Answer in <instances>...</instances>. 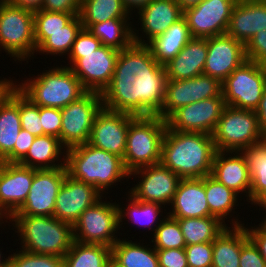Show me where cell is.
Here are the masks:
<instances>
[{
	"label": "cell",
	"mask_w": 266,
	"mask_h": 267,
	"mask_svg": "<svg viewBox=\"0 0 266 267\" xmlns=\"http://www.w3.org/2000/svg\"><path fill=\"white\" fill-rule=\"evenodd\" d=\"M110 267H116V266L111 262Z\"/></svg>",
	"instance_id": "e7e4bbea"
},
{
	"label": "cell",
	"mask_w": 266,
	"mask_h": 267,
	"mask_svg": "<svg viewBox=\"0 0 266 267\" xmlns=\"http://www.w3.org/2000/svg\"><path fill=\"white\" fill-rule=\"evenodd\" d=\"M259 211L260 210H263V211H265V213H263L265 216H264V218H262V220H261V222L259 223V225L264 229V230H266V203H264V204H262V205H259Z\"/></svg>",
	"instance_id": "680465c9"
},
{
	"label": "cell",
	"mask_w": 266,
	"mask_h": 267,
	"mask_svg": "<svg viewBox=\"0 0 266 267\" xmlns=\"http://www.w3.org/2000/svg\"><path fill=\"white\" fill-rule=\"evenodd\" d=\"M103 102L98 92H86L61 110L60 143L66 148L88 143L91 128Z\"/></svg>",
	"instance_id": "7c38bea8"
},
{
	"label": "cell",
	"mask_w": 266,
	"mask_h": 267,
	"mask_svg": "<svg viewBox=\"0 0 266 267\" xmlns=\"http://www.w3.org/2000/svg\"><path fill=\"white\" fill-rule=\"evenodd\" d=\"M79 14L40 9L34 12V32H57Z\"/></svg>",
	"instance_id": "b9f144b4"
},
{
	"label": "cell",
	"mask_w": 266,
	"mask_h": 267,
	"mask_svg": "<svg viewBox=\"0 0 266 267\" xmlns=\"http://www.w3.org/2000/svg\"><path fill=\"white\" fill-rule=\"evenodd\" d=\"M151 238L149 243H152L155 249H182L186 247L179 222L168 215L157 227Z\"/></svg>",
	"instance_id": "ab89813d"
},
{
	"label": "cell",
	"mask_w": 266,
	"mask_h": 267,
	"mask_svg": "<svg viewBox=\"0 0 266 267\" xmlns=\"http://www.w3.org/2000/svg\"><path fill=\"white\" fill-rule=\"evenodd\" d=\"M65 157L66 148L60 143L59 138L43 135L35 138L19 164L36 170L61 168L65 167Z\"/></svg>",
	"instance_id": "f1b7e54d"
},
{
	"label": "cell",
	"mask_w": 266,
	"mask_h": 267,
	"mask_svg": "<svg viewBox=\"0 0 266 267\" xmlns=\"http://www.w3.org/2000/svg\"><path fill=\"white\" fill-rule=\"evenodd\" d=\"M167 122L158 115L136 116L129 125L123 162L131 172L160 163Z\"/></svg>",
	"instance_id": "8992f818"
},
{
	"label": "cell",
	"mask_w": 266,
	"mask_h": 267,
	"mask_svg": "<svg viewBox=\"0 0 266 267\" xmlns=\"http://www.w3.org/2000/svg\"><path fill=\"white\" fill-rule=\"evenodd\" d=\"M159 267H188L185 249H156Z\"/></svg>",
	"instance_id": "c3c4849f"
},
{
	"label": "cell",
	"mask_w": 266,
	"mask_h": 267,
	"mask_svg": "<svg viewBox=\"0 0 266 267\" xmlns=\"http://www.w3.org/2000/svg\"><path fill=\"white\" fill-rule=\"evenodd\" d=\"M138 14V15H137ZM138 16L141 24L138 30L133 29V40L136 44L146 45L153 38L163 34L172 24L183 16V11L175 0H152L140 9ZM140 36H139V35ZM144 35V36H143ZM143 39H142V38ZM147 40H144L145 38Z\"/></svg>",
	"instance_id": "7402d4cb"
},
{
	"label": "cell",
	"mask_w": 266,
	"mask_h": 267,
	"mask_svg": "<svg viewBox=\"0 0 266 267\" xmlns=\"http://www.w3.org/2000/svg\"><path fill=\"white\" fill-rule=\"evenodd\" d=\"M3 162H4V160L0 157V164L3 163Z\"/></svg>",
	"instance_id": "be15d7a7"
},
{
	"label": "cell",
	"mask_w": 266,
	"mask_h": 267,
	"mask_svg": "<svg viewBox=\"0 0 266 267\" xmlns=\"http://www.w3.org/2000/svg\"><path fill=\"white\" fill-rule=\"evenodd\" d=\"M11 86H0V98Z\"/></svg>",
	"instance_id": "6125c7cd"
},
{
	"label": "cell",
	"mask_w": 266,
	"mask_h": 267,
	"mask_svg": "<svg viewBox=\"0 0 266 267\" xmlns=\"http://www.w3.org/2000/svg\"><path fill=\"white\" fill-rule=\"evenodd\" d=\"M63 260L64 267H110L111 247L74 240Z\"/></svg>",
	"instance_id": "8d00e7d4"
},
{
	"label": "cell",
	"mask_w": 266,
	"mask_h": 267,
	"mask_svg": "<svg viewBox=\"0 0 266 267\" xmlns=\"http://www.w3.org/2000/svg\"><path fill=\"white\" fill-rule=\"evenodd\" d=\"M207 53V38H191L184 48L165 64L167 79L185 80L203 74Z\"/></svg>",
	"instance_id": "4316f807"
},
{
	"label": "cell",
	"mask_w": 266,
	"mask_h": 267,
	"mask_svg": "<svg viewBox=\"0 0 266 267\" xmlns=\"http://www.w3.org/2000/svg\"><path fill=\"white\" fill-rule=\"evenodd\" d=\"M137 184L128 190L136 200L157 203L167 207L172 203L181 178L161 163L140 167L130 172L129 178Z\"/></svg>",
	"instance_id": "4fadbf2b"
},
{
	"label": "cell",
	"mask_w": 266,
	"mask_h": 267,
	"mask_svg": "<svg viewBox=\"0 0 266 267\" xmlns=\"http://www.w3.org/2000/svg\"><path fill=\"white\" fill-rule=\"evenodd\" d=\"M167 75L146 45L133 43L119 52L113 77L101 93L103 107L134 116L161 112Z\"/></svg>",
	"instance_id": "6da1fadb"
},
{
	"label": "cell",
	"mask_w": 266,
	"mask_h": 267,
	"mask_svg": "<svg viewBox=\"0 0 266 267\" xmlns=\"http://www.w3.org/2000/svg\"><path fill=\"white\" fill-rule=\"evenodd\" d=\"M33 178L34 169L30 167L0 164V223H5L24 204Z\"/></svg>",
	"instance_id": "d6986e66"
},
{
	"label": "cell",
	"mask_w": 266,
	"mask_h": 267,
	"mask_svg": "<svg viewBox=\"0 0 266 267\" xmlns=\"http://www.w3.org/2000/svg\"><path fill=\"white\" fill-rule=\"evenodd\" d=\"M137 242L120 238L111 247V262L116 267H159L158 256L153 245Z\"/></svg>",
	"instance_id": "4dcf8cb0"
},
{
	"label": "cell",
	"mask_w": 266,
	"mask_h": 267,
	"mask_svg": "<svg viewBox=\"0 0 266 267\" xmlns=\"http://www.w3.org/2000/svg\"><path fill=\"white\" fill-rule=\"evenodd\" d=\"M121 1L124 7L127 9V11L130 13V15H133L132 13L133 10L134 12L136 11L138 12L140 9L148 5L152 0H121Z\"/></svg>",
	"instance_id": "9f6ffc18"
},
{
	"label": "cell",
	"mask_w": 266,
	"mask_h": 267,
	"mask_svg": "<svg viewBox=\"0 0 266 267\" xmlns=\"http://www.w3.org/2000/svg\"><path fill=\"white\" fill-rule=\"evenodd\" d=\"M65 167L67 174L74 179L93 185L102 195L118 183L129 179L130 172L125 168L123 158L96 148L89 143L66 149ZM117 183V184H115ZM113 185V186H112ZM115 185V186H114ZM107 190V191H106Z\"/></svg>",
	"instance_id": "3957f363"
},
{
	"label": "cell",
	"mask_w": 266,
	"mask_h": 267,
	"mask_svg": "<svg viewBox=\"0 0 266 267\" xmlns=\"http://www.w3.org/2000/svg\"><path fill=\"white\" fill-rule=\"evenodd\" d=\"M188 267H212L213 242L186 245Z\"/></svg>",
	"instance_id": "ee69618b"
},
{
	"label": "cell",
	"mask_w": 266,
	"mask_h": 267,
	"mask_svg": "<svg viewBox=\"0 0 266 267\" xmlns=\"http://www.w3.org/2000/svg\"><path fill=\"white\" fill-rule=\"evenodd\" d=\"M101 46V41L87 28L82 27L76 36L70 53H89Z\"/></svg>",
	"instance_id": "681fc988"
},
{
	"label": "cell",
	"mask_w": 266,
	"mask_h": 267,
	"mask_svg": "<svg viewBox=\"0 0 266 267\" xmlns=\"http://www.w3.org/2000/svg\"><path fill=\"white\" fill-rule=\"evenodd\" d=\"M247 60L266 66V30L258 31L245 45Z\"/></svg>",
	"instance_id": "bcb514c9"
},
{
	"label": "cell",
	"mask_w": 266,
	"mask_h": 267,
	"mask_svg": "<svg viewBox=\"0 0 266 267\" xmlns=\"http://www.w3.org/2000/svg\"><path fill=\"white\" fill-rule=\"evenodd\" d=\"M191 38L189 27L182 16L163 34L150 40L146 46L156 61L165 65L184 48Z\"/></svg>",
	"instance_id": "f546056e"
},
{
	"label": "cell",
	"mask_w": 266,
	"mask_h": 267,
	"mask_svg": "<svg viewBox=\"0 0 266 267\" xmlns=\"http://www.w3.org/2000/svg\"><path fill=\"white\" fill-rule=\"evenodd\" d=\"M12 5L21 7L30 11H38L41 9L43 0H8Z\"/></svg>",
	"instance_id": "11a10c76"
},
{
	"label": "cell",
	"mask_w": 266,
	"mask_h": 267,
	"mask_svg": "<svg viewBox=\"0 0 266 267\" xmlns=\"http://www.w3.org/2000/svg\"><path fill=\"white\" fill-rule=\"evenodd\" d=\"M56 66L44 70L37 77L31 74L33 78L26 77L21 83L14 80L13 85L39 107L62 109L78 100L87 91L69 67L62 64Z\"/></svg>",
	"instance_id": "5b68a950"
},
{
	"label": "cell",
	"mask_w": 266,
	"mask_h": 267,
	"mask_svg": "<svg viewBox=\"0 0 266 267\" xmlns=\"http://www.w3.org/2000/svg\"><path fill=\"white\" fill-rule=\"evenodd\" d=\"M19 114L21 128L35 137L43 136V128L39 115V106L32 103L19 91Z\"/></svg>",
	"instance_id": "7bdbcfd3"
},
{
	"label": "cell",
	"mask_w": 266,
	"mask_h": 267,
	"mask_svg": "<svg viewBox=\"0 0 266 267\" xmlns=\"http://www.w3.org/2000/svg\"><path fill=\"white\" fill-rule=\"evenodd\" d=\"M170 207L167 215L174 219L213 216L206 199L204 177L182 178Z\"/></svg>",
	"instance_id": "cb8c5ba5"
},
{
	"label": "cell",
	"mask_w": 266,
	"mask_h": 267,
	"mask_svg": "<svg viewBox=\"0 0 266 267\" xmlns=\"http://www.w3.org/2000/svg\"><path fill=\"white\" fill-rule=\"evenodd\" d=\"M102 197L107 199V196H103L93 185L66 174L64 183L56 197L53 216L73 226L82 212Z\"/></svg>",
	"instance_id": "44dd1931"
},
{
	"label": "cell",
	"mask_w": 266,
	"mask_h": 267,
	"mask_svg": "<svg viewBox=\"0 0 266 267\" xmlns=\"http://www.w3.org/2000/svg\"><path fill=\"white\" fill-rule=\"evenodd\" d=\"M216 149L212 135L166 128L160 163L182 178H203L212 172Z\"/></svg>",
	"instance_id": "7a4b0ae2"
},
{
	"label": "cell",
	"mask_w": 266,
	"mask_h": 267,
	"mask_svg": "<svg viewBox=\"0 0 266 267\" xmlns=\"http://www.w3.org/2000/svg\"><path fill=\"white\" fill-rule=\"evenodd\" d=\"M39 115L44 135L59 138L61 134L62 115L59 108L39 107Z\"/></svg>",
	"instance_id": "f6af8a7d"
},
{
	"label": "cell",
	"mask_w": 266,
	"mask_h": 267,
	"mask_svg": "<svg viewBox=\"0 0 266 267\" xmlns=\"http://www.w3.org/2000/svg\"><path fill=\"white\" fill-rule=\"evenodd\" d=\"M211 175L250 203L251 177L242 152L216 151Z\"/></svg>",
	"instance_id": "603a6c76"
},
{
	"label": "cell",
	"mask_w": 266,
	"mask_h": 267,
	"mask_svg": "<svg viewBox=\"0 0 266 267\" xmlns=\"http://www.w3.org/2000/svg\"><path fill=\"white\" fill-rule=\"evenodd\" d=\"M102 199L85 209L73 225L75 241L112 247L120 239L117 202Z\"/></svg>",
	"instance_id": "9c48e42d"
},
{
	"label": "cell",
	"mask_w": 266,
	"mask_h": 267,
	"mask_svg": "<svg viewBox=\"0 0 266 267\" xmlns=\"http://www.w3.org/2000/svg\"><path fill=\"white\" fill-rule=\"evenodd\" d=\"M127 194L128 202L126 208L122 206L121 203H117L119 209V228L123 229L122 225H125V221L123 220L127 217V222L129 221L131 224H136L137 227H145V230L148 228L153 235L157 227L167 216V212H165L166 209H164L166 207L157 203L139 201L129 193ZM163 210H165V216H163Z\"/></svg>",
	"instance_id": "d6a6232c"
},
{
	"label": "cell",
	"mask_w": 266,
	"mask_h": 267,
	"mask_svg": "<svg viewBox=\"0 0 266 267\" xmlns=\"http://www.w3.org/2000/svg\"><path fill=\"white\" fill-rule=\"evenodd\" d=\"M237 0H204L183 11L192 38H210L227 33Z\"/></svg>",
	"instance_id": "2e32d148"
},
{
	"label": "cell",
	"mask_w": 266,
	"mask_h": 267,
	"mask_svg": "<svg viewBox=\"0 0 266 267\" xmlns=\"http://www.w3.org/2000/svg\"><path fill=\"white\" fill-rule=\"evenodd\" d=\"M2 249H0V267H8V264H9V256H7L6 258L2 255ZM4 257V259H3Z\"/></svg>",
	"instance_id": "91938a15"
},
{
	"label": "cell",
	"mask_w": 266,
	"mask_h": 267,
	"mask_svg": "<svg viewBox=\"0 0 266 267\" xmlns=\"http://www.w3.org/2000/svg\"><path fill=\"white\" fill-rule=\"evenodd\" d=\"M180 6L182 11H185L188 8L199 5L204 0H175Z\"/></svg>",
	"instance_id": "6f0895ef"
},
{
	"label": "cell",
	"mask_w": 266,
	"mask_h": 267,
	"mask_svg": "<svg viewBox=\"0 0 266 267\" xmlns=\"http://www.w3.org/2000/svg\"><path fill=\"white\" fill-rule=\"evenodd\" d=\"M207 48L203 74L221 83L247 60L245 45L227 33L207 38Z\"/></svg>",
	"instance_id": "ffe728a7"
},
{
	"label": "cell",
	"mask_w": 266,
	"mask_h": 267,
	"mask_svg": "<svg viewBox=\"0 0 266 267\" xmlns=\"http://www.w3.org/2000/svg\"><path fill=\"white\" fill-rule=\"evenodd\" d=\"M204 187L210 213L226 224L225 220L231 218L233 213L235 214L234 210L239 205L238 200L241 201L238 198L243 196H239L232 189L227 188L211 174L204 177Z\"/></svg>",
	"instance_id": "d590c367"
},
{
	"label": "cell",
	"mask_w": 266,
	"mask_h": 267,
	"mask_svg": "<svg viewBox=\"0 0 266 267\" xmlns=\"http://www.w3.org/2000/svg\"><path fill=\"white\" fill-rule=\"evenodd\" d=\"M225 107L222 94L184 105L166 119L167 126L174 131L211 135Z\"/></svg>",
	"instance_id": "9a60e30c"
},
{
	"label": "cell",
	"mask_w": 266,
	"mask_h": 267,
	"mask_svg": "<svg viewBox=\"0 0 266 267\" xmlns=\"http://www.w3.org/2000/svg\"><path fill=\"white\" fill-rule=\"evenodd\" d=\"M176 220L179 222L186 245L213 242L228 225L215 216Z\"/></svg>",
	"instance_id": "74e56055"
},
{
	"label": "cell",
	"mask_w": 266,
	"mask_h": 267,
	"mask_svg": "<svg viewBox=\"0 0 266 267\" xmlns=\"http://www.w3.org/2000/svg\"><path fill=\"white\" fill-rule=\"evenodd\" d=\"M82 27L80 15H76L62 30L57 32H34L36 52L47 56H68Z\"/></svg>",
	"instance_id": "1f68e13d"
},
{
	"label": "cell",
	"mask_w": 266,
	"mask_h": 267,
	"mask_svg": "<svg viewBox=\"0 0 266 267\" xmlns=\"http://www.w3.org/2000/svg\"><path fill=\"white\" fill-rule=\"evenodd\" d=\"M8 267H64L63 257L34 254L23 249L9 255Z\"/></svg>",
	"instance_id": "60d3db41"
},
{
	"label": "cell",
	"mask_w": 266,
	"mask_h": 267,
	"mask_svg": "<svg viewBox=\"0 0 266 267\" xmlns=\"http://www.w3.org/2000/svg\"><path fill=\"white\" fill-rule=\"evenodd\" d=\"M35 138L28 131L24 129L20 130L18 139L14 145V163H19L26 156Z\"/></svg>",
	"instance_id": "816d5d0a"
},
{
	"label": "cell",
	"mask_w": 266,
	"mask_h": 267,
	"mask_svg": "<svg viewBox=\"0 0 266 267\" xmlns=\"http://www.w3.org/2000/svg\"><path fill=\"white\" fill-rule=\"evenodd\" d=\"M249 238L254 242V244L259 249L260 254L266 260V230H264L259 224L256 226L245 225ZM249 228H248V227Z\"/></svg>",
	"instance_id": "f5cc1de1"
},
{
	"label": "cell",
	"mask_w": 266,
	"mask_h": 267,
	"mask_svg": "<svg viewBox=\"0 0 266 267\" xmlns=\"http://www.w3.org/2000/svg\"><path fill=\"white\" fill-rule=\"evenodd\" d=\"M251 177L250 204L266 203V137L241 151Z\"/></svg>",
	"instance_id": "836d02e7"
},
{
	"label": "cell",
	"mask_w": 266,
	"mask_h": 267,
	"mask_svg": "<svg viewBox=\"0 0 266 267\" xmlns=\"http://www.w3.org/2000/svg\"><path fill=\"white\" fill-rule=\"evenodd\" d=\"M211 135L216 151L230 152H241L266 137L260 130L255 111L231 106L224 108Z\"/></svg>",
	"instance_id": "ba28073f"
},
{
	"label": "cell",
	"mask_w": 266,
	"mask_h": 267,
	"mask_svg": "<svg viewBox=\"0 0 266 267\" xmlns=\"http://www.w3.org/2000/svg\"><path fill=\"white\" fill-rule=\"evenodd\" d=\"M66 174V167L34 169V178L29 194L24 204L13 215L53 216L56 197Z\"/></svg>",
	"instance_id": "e0dca14e"
},
{
	"label": "cell",
	"mask_w": 266,
	"mask_h": 267,
	"mask_svg": "<svg viewBox=\"0 0 266 267\" xmlns=\"http://www.w3.org/2000/svg\"><path fill=\"white\" fill-rule=\"evenodd\" d=\"M130 20L132 19L113 18L91 24L87 29L101 41L102 45L121 51L134 43V25Z\"/></svg>",
	"instance_id": "e575fe53"
},
{
	"label": "cell",
	"mask_w": 266,
	"mask_h": 267,
	"mask_svg": "<svg viewBox=\"0 0 266 267\" xmlns=\"http://www.w3.org/2000/svg\"><path fill=\"white\" fill-rule=\"evenodd\" d=\"M255 113L258 118V124H259L260 130L266 136V88L264 90L262 99L260 100L259 105L255 110Z\"/></svg>",
	"instance_id": "db71d44e"
},
{
	"label": "cell",
	"mask_w": 266,
	"mask_h": 267,
	"mask_svg": "<svg viewBox=\"0 0 266 267\" xmlns=\"http://www.w3.org/2000/svg\"><path fill=\"white\" fill-rule=\"evenodd\" d=\"M240 267H266V260L260 254L254 242L248 238L241 247Z\"/></svg>",
	"instance_id": "7dc6e473"
},
{
	"label": "cell",
	"mask_w": 266,
	"mask_h": 267,
	"mask_svg": "<svg viewBox=\"0 0 266 267\" xmlns=\"http://www.w3.org/2000/svg\"><path fill=\"white\" fill-rule=\"evenodd\" d=\"M14 84V80L12 78V80H10V77L9 79L7 78H4L3 79H0V86H12Z\"/></svg>",
	"instance_id": "94428289"
},
{
	"label": "cell",
	"mask_w": 266,
	"mask_h": 267,
	"mask_svg": "<svg viewBox=\"0 0 266 267\" xmlns=\"http://www.w3.org/2000/svg\"><path fill=\"white\" fill-rule=\"evenodd\" d=\"M222 94V83L211 76L201 74L185 80H167L165 97L158 116L166 120L184 105Z\"/></svg>",
	"instance_id": "5bb4252c"
},
{
	"label": "cell",
	"mask_w": 266,
	"mask_h": 267,
	"mask_svg": "<svg viewBox=\"0 0 266 267\" xmlns=\"http://www.w3.org/2000/svg\"><path fill=\"white\" fill-rule=\"evenodd\" d=\"M2 50L10 59L21 63L34 58L36 53L34 12L12 5L8 0H0V51Z\"/></svg>",
	"instance_id": "52a82bcc"
},
{
	"label": "cell",
	"mask_w": 266,
	"mask_h": 267,
	"mask_svg": "<svg viewBox=\"0 0 266 267\" xmlns=\"http://www.w3.org/2000/svg\"><path fill=\"white\" fill-rule=\"evenodd\" d=\"M135 117L102 107L95 116L88 143L123 158L128 128Z\"/></svg>",
	"instance_id": "ac0fdd59"
},
{
	"label": "cell",
	"mask_w": 266,
	"mask_h": 267,
	"mask_svg": "<svg viewBox=\"0 0 266 267\" xmlns=\"http://www.w3.org/2000/svg\"><path fill=\"white\" fill-rule=\"evenodd\" d=\"M119 52L102 45L89 53H69L67 67L78 77L87 92L101 94L113 77Z\"/></svg>",
	"instance_id": "8fae6325"
},
{
	"label": "cell",
	"mask_w": 266,
	"mask_h": 267,
	"mask_svg": "<svg viewBox=\"0 0 266 267\" xmlns=\"http://www.w3.org/2000/svg\"><path fill=\"white\" fill-rule=\"evenodd\" d=\"M260 30H266V2L237 1L231 14L227 34L246 45Z\"/></svg>",
	"instance_id": "d4e9b609"
},
{
	"label": "cell",
	"mask_w": 266,
	"mask_h": 267,
	"mask_svg": "<svg viewBox=\"0 0 266 267\" xmlns=\"http://www.w3.org/2000/svg\"><path fill=\"white\" fill-rule=\"evenodd\" d=\"M81 0H43L42 10L51 12L80 13Z\"/></svg>",
	"instance_id": "f907efd6"
},
{
	"label": "cell",
	"mask_w": 266,
	"mask_h": 267,
	"mask_svg": "<svg viewBox=\"0 0 266 267\" xmlns=\"http://www.w3.org/2000/svg\"><path fill=\"white\" fill-rule=\"evenodd\" d=\"M8 220L26 252L64 257L74 241L73 226L54 216L12 215Z\"/></svg>",
	"instance_id": "277c9868"
},
{
	"label": "cell",
	"mask_w": 266,
	"mask_h": 267,
	"mask_svg": "<svg viewBox=\"0 0 266 267\" xmlns=\"http://www.w3.org/2000/svg\"><path fill=\"white\" fill-rule=\"evenodd\" d=\"M80 18L83 28L113 18H132L121 0H81Z\"/></svg>",
	"instance_id": "f35d334b"
},
{
	"label": "cell",
	"mask_w": 266,
	"mask_h": 267,
	"mask_svg": "<svg viewBox=\"0 0 266 267\" xmlns=\"http://www.w3.org/2000/svg\"><path fill=\"white\" fill-rule=\"evenodd\" d=\"M19 90L12 85L0 98V157L14 163V145L21 130Z\"/></svg>",
	"instance_id": "484cf974"
},
{
	"label": "cell",
	"mask_w": 266,
	"mask_h": 267,
	"mask_svg": "<svg viewBox=\"0 0 266 267\" xmlns=\"http://www.w3.org/2000/svg\"><path fill=\"white\" fill-rule=\"evenodd\" d=\"M237 217L227 220L231 227L227 226L213 241L212 267H240L241 247L249 235L243 221Z\"/></svg>",
	"instance_id": "83f0119b"
},
{
	"label": "cell",
	"mask_w": 266,
	"mask_h": 267,
	"mask_svg": "<svg viewBox=\"0 0 266 267\" xmlns=\"http://www.w3.org/2000/svg\"><path fill=\"white\" fill-rule=\"evenodd\" d=\"M266 88V66L246 60L222 82L226 106L255 111Z\"/></svg>",
	"instance_id": "30bf717a"
}]
</instances>
